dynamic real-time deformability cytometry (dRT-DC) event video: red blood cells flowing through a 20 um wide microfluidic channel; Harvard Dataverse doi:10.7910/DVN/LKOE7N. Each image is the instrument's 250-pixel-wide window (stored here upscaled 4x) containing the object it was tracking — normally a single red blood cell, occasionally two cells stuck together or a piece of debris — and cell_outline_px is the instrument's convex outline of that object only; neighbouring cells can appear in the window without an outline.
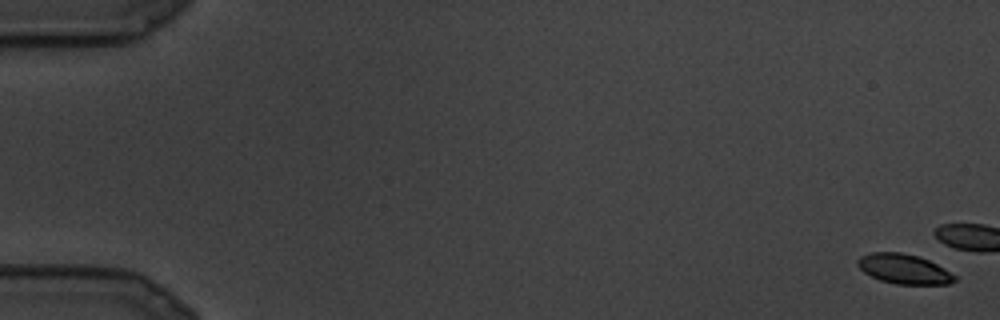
{"species": "common noctule bat (a hibernating species)", "species_latin": "Nyctalus noctula", "temperature_condition": "cold", "stored_images_in_passage": 8, "camera_frame_rate_fps": 3000, "um_per_image_px": 0.085, "animal": {"sex": "male", "body_mass_g": 19.5, "forearm_length_mm": 54.6}, "frame": {"image": 1, "passage_image": 1, "time_ms": 0.0, "image_size_px": [1000, 320], "cell_outline_px": [[956, 280], [948, 284], [896, 284], [880, 280], [864, 272], [856, 264], [856, 260], [860, 256], [872, 252], [900, 252], [916, 256], [928, 260], [944, 268], [956, 276]], "centroid_in_image_um": [76.81, 22.86], "position_along_channel_um": 8.2, "area_um2": 16.7}}